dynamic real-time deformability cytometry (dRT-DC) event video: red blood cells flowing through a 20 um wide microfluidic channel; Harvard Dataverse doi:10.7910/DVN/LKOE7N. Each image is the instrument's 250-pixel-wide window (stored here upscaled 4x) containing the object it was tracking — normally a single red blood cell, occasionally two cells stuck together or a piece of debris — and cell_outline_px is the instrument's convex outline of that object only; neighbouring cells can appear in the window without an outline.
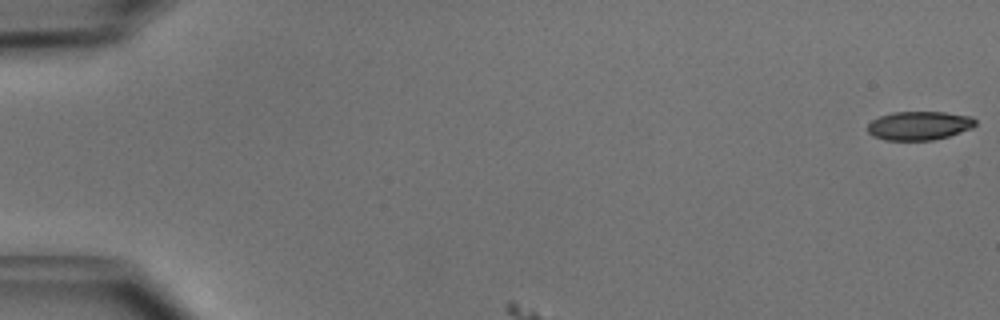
{"species": "common noctule bat (a hibernating species)", "species_latin": "Nyctalus noctula", "temperature_condition": "cold", "stored_images_in_passage": 33, "camera_frame_rate_fps": 3000, "um_per_image_px": 0.085, "animal": {"sex": "male", "body_mass_g": 15.6}, "frame": {"image": 1, "passage_image": 1, "time_ms": 0.0, "image_size_px": [1000, 320], "cell_outline_px": [[976, 124], [972, 128], [948, 136], [932, 140], [884, 140], [872, 136], [868, 132], [868, 124], [872, 120], [880, 116], [892, 112], [944, 112], [972, 116], [976, 120]], "centroid_in_image_um": [78.13, 10.67], "position_along_channel_um": 6.9, "area_um2": 18.09}}
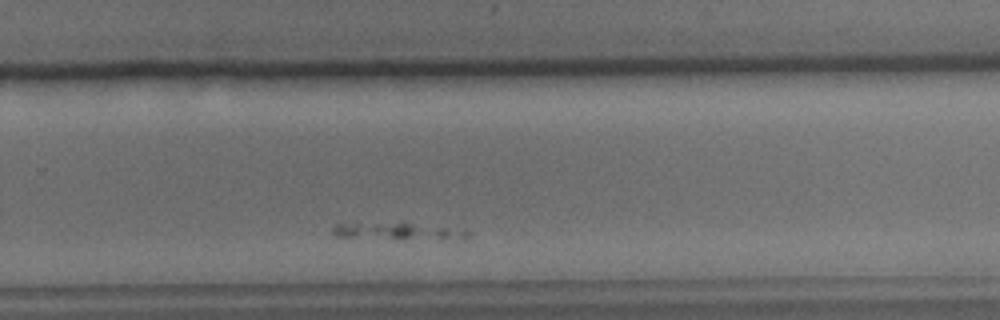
{"frame": {"image": 2, "passage_image": 26, "time_ms": 8.333, "image_size_px": [1000, 320], "cell_outline_px": [[452, 232], [448, 236], [404, 240], [336, 236], [332, 232], [332, 228], [336, 224], [404, 220], [444, 228]], "centroid_in_image_um": [33.13, 19.58], "position_along_channel_um": 296.7, "area_um2": 12.48}}
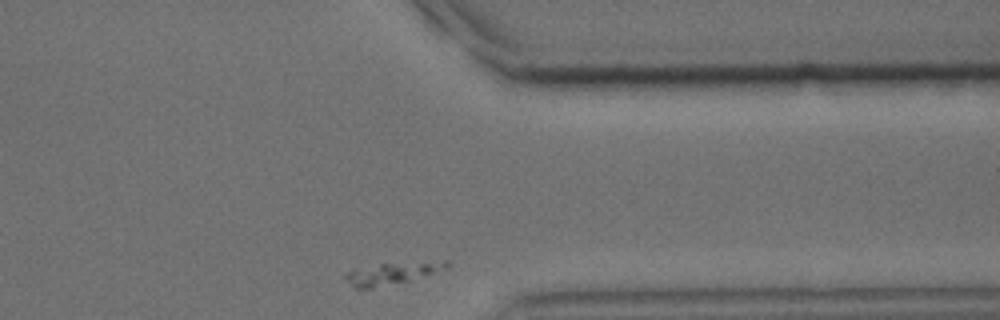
{"frame": {"image": 3, "passage_image": 33, "time_ms": 10.667, "image_size_px": [1000, 320], "cell_outline_px": [[452, 264], [448, 268], [408, 280], [372, 288], [352, 288], [344, 276], [348, 272], [380, 264], [444, 260], [448, 260]], "centroid_in_image_um": [33.4, 23.22], "position_along_channel_um": 378.0, "area_um2": 12.54}}